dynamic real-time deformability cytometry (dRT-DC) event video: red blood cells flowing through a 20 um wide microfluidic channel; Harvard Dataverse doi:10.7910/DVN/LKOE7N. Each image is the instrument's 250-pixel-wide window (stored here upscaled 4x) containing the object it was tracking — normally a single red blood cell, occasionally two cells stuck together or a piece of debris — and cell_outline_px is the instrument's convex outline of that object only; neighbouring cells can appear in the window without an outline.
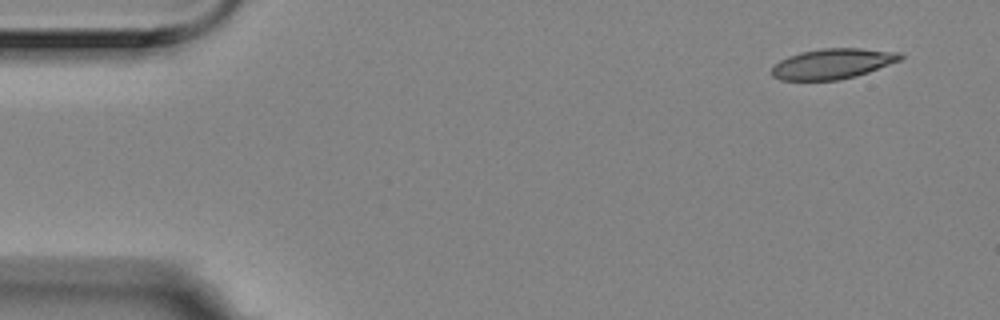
{"species": "Egyptian fruit bat (a non-hibernating species)", "species_latin": "Rousettus aegyptiacus", "temperature_condition": "room temperature", "stored_images_in_passage": 14, "camera_frame_rate_fps": 3000, "um_per_image_px": 0.085, "animal": {"sex": "female"}, "frame": {"image": 1, "passage_image": 1, "time_ms": 0.0, "image_size_px": [1000, 320], "cell_outline_px": [[904, 56], [900, 60], [868, 72], [856, 76], [840, 80], [780, 80], [772, 76], [772, 64], [788, 56], [800, 52], [820, 48], [860, 48], [900, 52]], "centroid_in_image_um": [70.74, 5.41], "position_along_channel_um": 14.3, "area_um2": 22.83}}
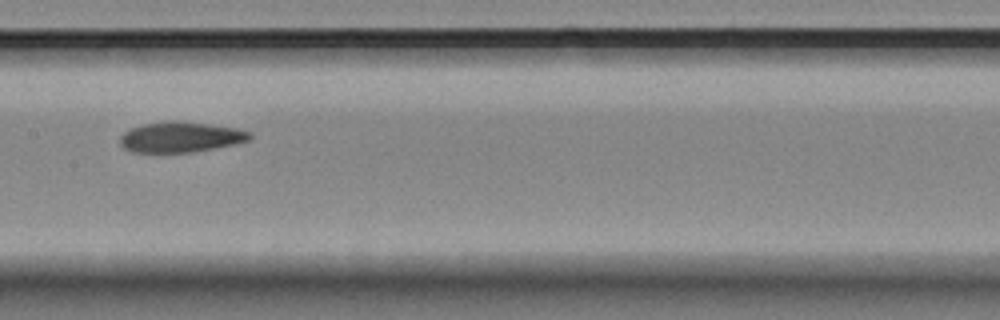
{"frame": {"image": 2, "passage_image": 7, "time_ms": 2.0, "image_size_px": [1000, 320], "cell_outline_px": [[252, 136], [248, 140], [236, 144], [216, 148], [192, 152], [132, 152], [124, 148], [120, 144], [120, 136], [128, 128], [144, 124], [168, 120], [176, 120], [208, 124], [236, 128], [252, 132]], "centroid_in_image_um": [15.34, 11.64], "position_along_channel_um": 192.1, "area_um2": 23.18}}
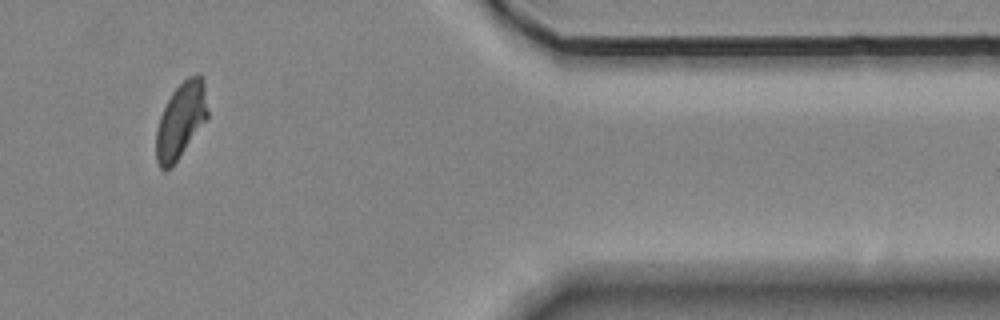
{"frame": {"image": 3, "passage_image": 12, "time_ms": 3.667, "image_size_px": [1000, 320], "cell_outline_px": [[208, 116], [172, 168], [164, 172], [160, 168], [156, 160], [156, 132], [160, 116], [172, 92], [188, 76], [200, 72], [204, 80], [208, 112]], "centroid_in_image_um": [15.37, 10.24], "position_along_channel_um": 396.0, "area_um2": 22.72}}